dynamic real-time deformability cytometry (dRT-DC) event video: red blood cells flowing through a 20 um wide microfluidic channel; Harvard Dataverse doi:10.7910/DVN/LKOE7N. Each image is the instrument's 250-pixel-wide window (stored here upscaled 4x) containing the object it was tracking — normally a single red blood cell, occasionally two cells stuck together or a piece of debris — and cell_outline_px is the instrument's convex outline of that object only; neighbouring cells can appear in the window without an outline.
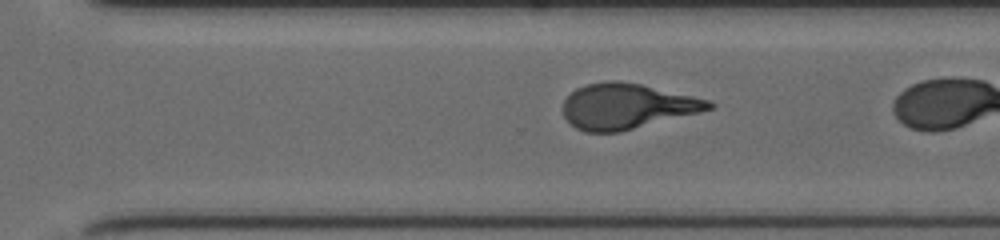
{"species": "human", "species_latin": "Homo sapiens", "temperature_condition": "cold", "stored_images_in_passage": 40, "camera_frame_rate_fps": 3000, "um_per_image_px": 0.085, "donor": {"sex": "female"}, "frame": {"image": 1, "passage_image": 36, "time_ms": 11.667, "image_size_px": [1000, 240], "cell_outline_px": [[716, 104], [712, 108], [700, 112], [620, 132], [584, 132], [576, 128], [564, 116], [564, 100], [576, 88], [588, 84], [612, 80], [620, 80], [640, 84], [712, 100]], "centroid_in_image_um": [53.31, 9.03], "position_along_channel_um": 317.3, "area_um2": 38.44}}